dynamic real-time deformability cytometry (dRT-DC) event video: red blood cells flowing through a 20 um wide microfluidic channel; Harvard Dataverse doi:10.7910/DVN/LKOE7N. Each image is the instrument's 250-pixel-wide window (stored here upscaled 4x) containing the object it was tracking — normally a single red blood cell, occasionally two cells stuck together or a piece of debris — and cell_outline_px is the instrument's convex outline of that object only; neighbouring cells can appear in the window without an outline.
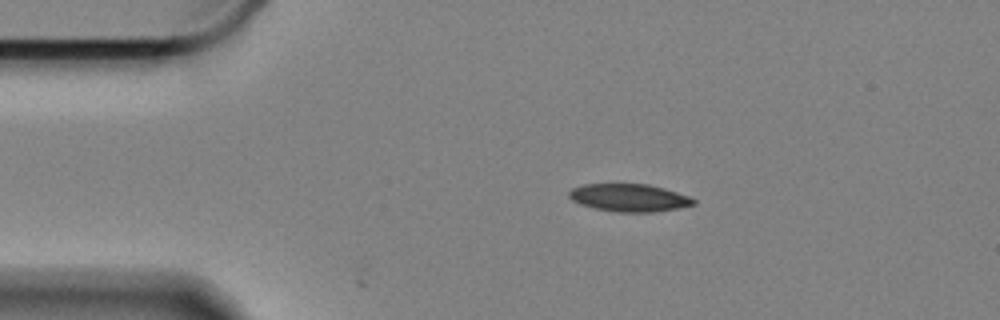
{"species": "Egyptian fruit bat (a non-hibernating species)", "species_latin": "Rousettus aegyptiacus", "temperature_condition": "cold", "stored_images_in_passage": 3, "camera_frame_rate_fps": 3000, "um_per_image_px": 0.085, "animal": {"sex": "female"}, "frame": {"image": 1, "passage_image": 1, "time_ms": 0.0, "image_size_px": [1000, 320], "cell_outline_px": [[696, 204], [680, 208], [652, 212], [616, 212], [596, 208], [580, 204], [572, 200], [568, 196], [568, 192], [572, 188], [584, 184], [648, 184], [664, 188], [688, 196], [696, 200]], "centroid_in_image_um": [53.48, 16.81], "position_along_channel_um": 31.5, "area_um2": 20.06}}